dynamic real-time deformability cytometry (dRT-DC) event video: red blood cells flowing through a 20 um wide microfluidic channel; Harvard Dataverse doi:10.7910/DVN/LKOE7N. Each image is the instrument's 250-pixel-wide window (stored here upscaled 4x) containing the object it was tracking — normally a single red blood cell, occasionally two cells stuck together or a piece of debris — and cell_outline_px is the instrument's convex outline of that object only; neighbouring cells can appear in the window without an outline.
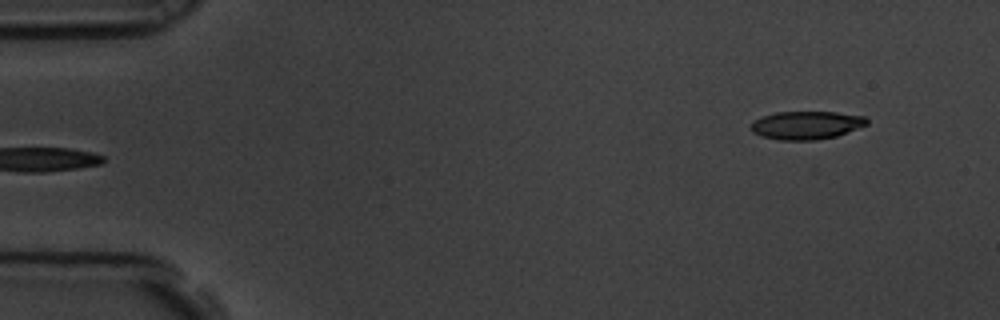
{"species": "common noctule bat (a hibernating species)", "species_latin": "Nyctalus noctula", "temperature_condition": "room temperature", "stored_images_in_passage": 6, "segment_of_instrument_passage": [2, 2], "camera_frame_rate_fps": 3000, "um_per_image_px": 0.085, "animal": {"sex": "male", "body_mass_g": 19.5, "forearm_length_mm": 54.6}, "frame": {"image": 1, "passage_image": 6, "time_ms": 1.667, "image_size_px": [1000, 320], "cell_outline_px": [[868, 124], [836, 136], [816, 140], [780, 140], [760, 136], [752, 132], [752, 120], [776, 112], [836, 112], [864, 116], [868, 120]], "centroid_in_image_um": [68.53, 10.64], "position_along_channel_um": 16.5, "area_um2": 18.96}}